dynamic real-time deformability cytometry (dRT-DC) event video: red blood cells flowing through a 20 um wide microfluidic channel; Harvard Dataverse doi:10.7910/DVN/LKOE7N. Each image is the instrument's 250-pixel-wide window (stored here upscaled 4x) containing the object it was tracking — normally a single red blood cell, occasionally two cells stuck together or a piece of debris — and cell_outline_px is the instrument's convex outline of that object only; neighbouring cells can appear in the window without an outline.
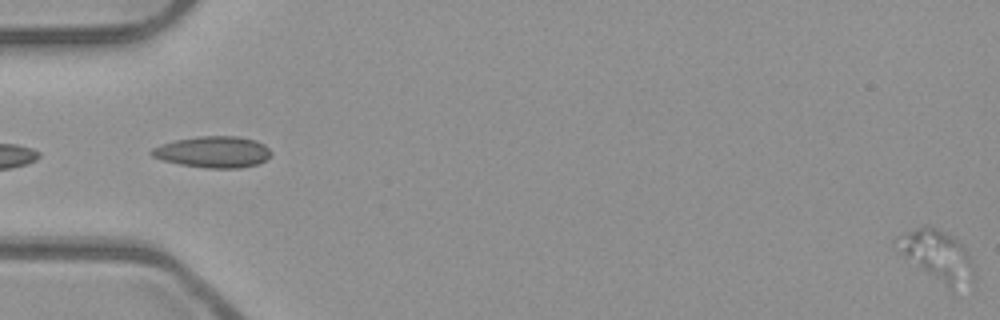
{"species": "common noctule bat (a hibernating species)", "species_latin": "Nyctalus noctula", "temperature_condition": "room temperature", "stored_images_in_passage": 3, "camera_frame_rate_fps": 3000, "um_per_image_px": 0.085, "animal": {"sex": "male", "body_mass_g": 23.1, "forearm_length_mm": 52.7}, "frame": {"image": 1, "passage_image": 3, "time_ms": 0.667, "image_size_px": [1000, 320], "cell_outline_px": [[976, 284], [952, 288], [948, 288], [904, 256], [892, 244], [892, 240], [896, 236], [904, 232], [916, 228], [936, 228], [952, 236], [964, 244], [972, 260], [976, 280]], "centroid_in_image_um": [79.71, 21.74], "position_along_channel_um": 5.3, "area_um2": 22.77}}